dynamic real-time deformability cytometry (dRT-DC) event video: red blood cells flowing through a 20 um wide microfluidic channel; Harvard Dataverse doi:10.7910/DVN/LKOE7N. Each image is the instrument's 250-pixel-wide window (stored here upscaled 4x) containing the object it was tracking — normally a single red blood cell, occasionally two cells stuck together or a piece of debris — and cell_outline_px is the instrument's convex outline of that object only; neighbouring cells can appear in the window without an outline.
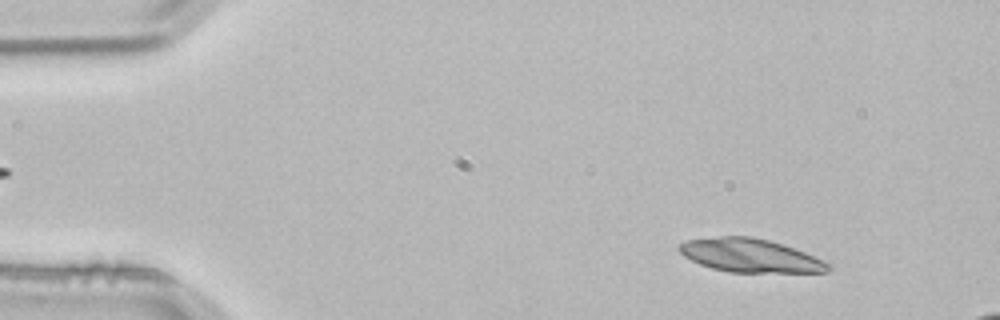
{"species": "common noctule bat (a hibernating species)", "species_latin": "Nyctalus noctula", "temperature_condition": "room temperature", "stored_images_in_passage": 3, "camera_frame_rate_fps": 3000, "um_per_image_px": 0.085, "animal": {"sex": "male", "body_mass_g": 21.5, "forearm_length_mm": 52.0}, "frame": {"image": 1, "passage_image": 1, "time_ms": 0.0, "image_size_px": [1000, 320], "cell_outline_px": [[832, 268], [828, 272], [728, 272], [712, 268], [700, 264], [684, 256], [676, 248], [680, 244], [688, 240], [720, 236], [752, 236], [784, 244], [824, 260], [832, 264]], "centroid_in_image_um": [63.79, 21.72], "position_along_channel_um": 21.2, "area_um2": 29.07}}